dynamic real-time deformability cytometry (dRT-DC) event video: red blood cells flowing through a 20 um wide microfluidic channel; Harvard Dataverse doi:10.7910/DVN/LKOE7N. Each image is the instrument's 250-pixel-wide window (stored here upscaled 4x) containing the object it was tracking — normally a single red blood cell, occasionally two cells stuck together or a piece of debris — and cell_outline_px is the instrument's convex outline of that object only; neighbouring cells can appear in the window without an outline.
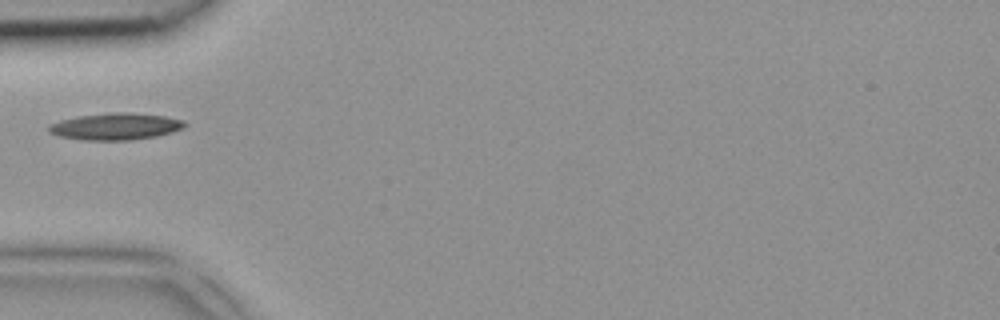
{"species": "common noctule bat (a hibernating species)", "species_latin": "Nyctalus noctula", "temperature_condition": "room temperature", "stored_images_in_passage": 1, "camera_frame_rate_fps": 3000, "um_per_image_px": 0.085, "animal": {"sex": "female", "body_mass_g": 18.4}, "frame": {"image": 1, "passage_image": 1, "time_ms": 0.0, "image_size_px": [1000, 320], "cell_outline_px": [[188, 124], [184, 128], [172, 132], [156, 136], [128, 140], [80, 140], [60, 136], [48, 132], [48, 124], [60, 120], [76, 116], [116, 112], [128, 112], [164, 116], [184, 120]], "centroid_in_image_um": [9.81, 10.74], "position_along_channel_um": 75.2, "area_um2": 21.33}}